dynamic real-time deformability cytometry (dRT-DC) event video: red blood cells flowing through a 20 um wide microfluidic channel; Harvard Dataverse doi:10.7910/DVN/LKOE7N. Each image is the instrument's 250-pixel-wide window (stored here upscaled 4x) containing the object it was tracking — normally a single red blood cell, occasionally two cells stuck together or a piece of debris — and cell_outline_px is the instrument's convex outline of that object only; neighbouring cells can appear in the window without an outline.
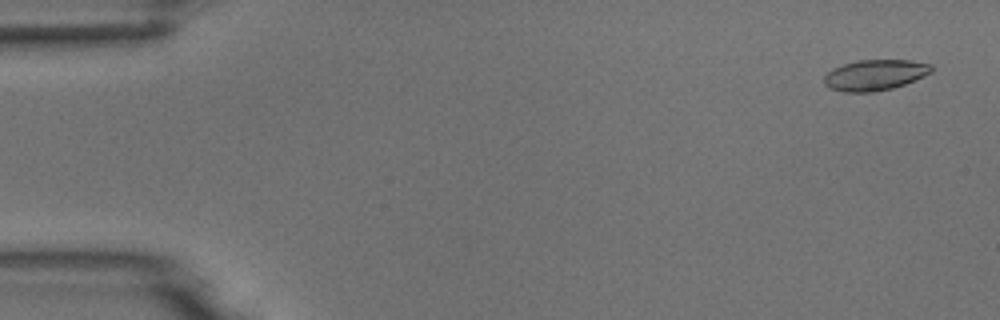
{"species": "common noctule bat (a hibernating species)", "species_latin": "Nyctalus noctula", "temperature_condition": "room temperature", "stored_images_in_passage": 4, "camera_frame_rate_fps": 3000, "um_per_image_px": 0.085, "animal": {"sex": "male", "body_mass_g": 18.8}, "frame": {"image": 1, "passage_image": 1, "time_ms": 0.0, "image_size_px": [1000, 320], "cell_outline_px": [[932, 72], [924, 76], [904, 84], [892, 88], [872, 92], [844, 92], [828, 88], [824, 84], [824, 76], [832, 68], [856, 60], [912, 60], [932, 64]], "centroid_in_image_um": [74.36, 6.37], "position_along_channel_um": 10.6, "area_um2": 19.31}}
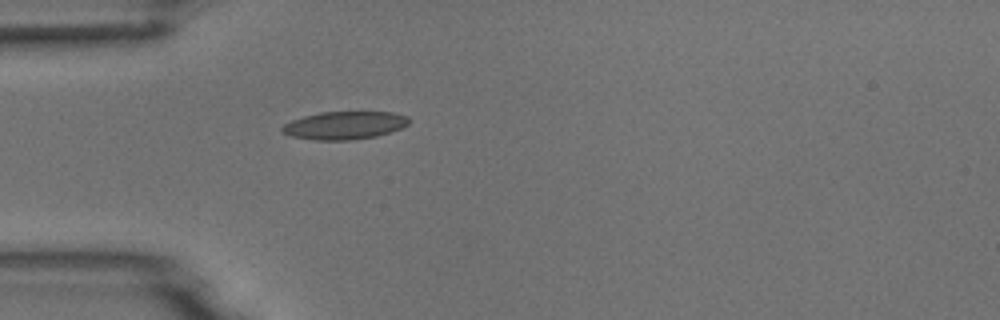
{"frame": {"image": 2, "passage_image": 4, "time_ms": 4.333, "image_size_px": [1000, 320], "cell_outline_px": [[408, 124], [400, 128], [376, 136], [352, 140], [316, 140], [292, 136], [280, 132], [280, 128], [284, 124], [292, 120], [304, 116], [320, 112], [392, 112], [408, 116]], "centroid_in_image_um": [29.25, 10.65], "position_along_channel_um": 55.8, "area_um2": 20.52}}